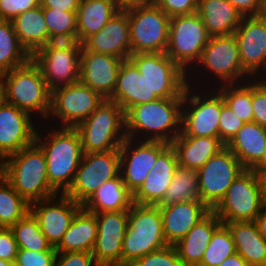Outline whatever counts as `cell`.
<instances>
[{"label":"cell","instance_id":"cell-1","mask_svg":"<svg viewBox=\"0 0 266 266\" xmlns=\"http://www.w3.org/2000/svg\"><path fill=\"white\" fill-rule=\"evenodd\" d=\"M182 103L183 98H159L130 107L125 112L126 136L171 143L181 133Z\"/></svg>","mask_w":266,"mask_h":266},{"label":"cell","instance_id":"cell-2","mask_svg":"<svg viewBox=\"0 0 266 266\" xmlns=\"http://www.w3.org/2000/svg\"><path fill=\"white\" fill-rule=\"evenodd\" d=\"M52 128L46 129V136L40 135L37 129L35 143L45 155L49 185L58 194H64L74 180L84 152L76 128Z\"/></svg>","mask_w":266,"mask_h":266},{"label":"cell","instance_id":"cell-3","mask_svg":"<svg viewBox=\"0 0 266 266\" xmlns=\"http://www.w3.org/2000/svg\"><path fill=\"white\" fill-rule=\"evenodd\" d=\"M4 178L29 204L58 194L49 185L46 158L35 142L4 158Z\"/></svg>","mask_w":266,"mask_h":266},{"label":"cell","instance_id":"cell-4","mask_svg":"<svg viewBox=\"0 0 266 266\" xmlns=\"http://www.w3.org/2000/svg\"><path fill=\"white\" fill-rule=\"evenodd\" d=\"M5 101L20 110L47 120L51 109V90L40 68L32 61L2 74ZM34 112V113H33Z\"/></svg>","mask_w":266,"mask_h":266},{"label":"cell","instance_id":"cell-5","mask_svg":"<svg viewBox=\"0 0 266 266\" xmlns=\"http://www.w3.org/2000/svg\"><path fill=\"white\" fill-rule=\"evenodd\" d=\"M167 245L159 206L133 203L123 240L121 266H129L136 259Z\"/></svg>","mask_w":266,"mask_h":266},{"label":"cell","instance_id":"cell-6","mask_svg":"<svg viewBox=\"0 0 266 266\" xmlns=\"http://www.w3.org/2000/svg\"><path fill=\"white\" fill-rule=\"evenodd\" d=\"M76 129L84 153L119 149L127 138L125 112L117 103L105 99Z\"/></svg>","mask_w":266,"mask_h":266},{"label":"cell","instance_id":"cell-7","mask_svg":"<svg viewBox=\"0 0 266 266\" xmlns=\"http://www.w3.org/2000/svg\"><path fill=\"white\" fill-rule=\"evenodd\" d=\"M191 75L187 74L190 83L183 93L181 133L178 136L219 137L222 95L214 88L202 91L200 83L196 85L199 90L195 91Z\"/></svg>","mask_w":266,"mask_h":266},{"label":"cell","instance_id":"cell-8","mask_svg":"<svg viewBox=\"0 0 266 266\" xmlns=\"http://www.w3.org/2000/svg\"><path fill=\"white\" fill-rule=\"evenodd\" d=\"M265 202L261 174L246 169L234 180L213 211L222 222L254 221Z\"/></svg>","mask_w":266,"mask_h":266},{"label":"cell","instance_id":"cell-9","mask_svg":"<svg viewBox=\"0 0 266 266\" xmlns=\"http://www.w3.org/2000/svg\"><path fill=\"white\" fill-rule=\"evenodd\" d=\"M125 9L130 25L131 54L166 53L170 17L154 2Z\"/></svg>","mask_w":266,"mask_h":266},{"label":"cell","instance_id":"cell-10","mask_svg":"<svg viewBox=\"0 0 266 266\" xmlns=\"http://www.w3.org/2000/svg\"><path fill=\"white\" fill-rule=\"evenodd\" d=\"M210 38L197 12L170 17L166 54L189 74L190 68L200 60Z\"/></svg>","mask_w":266,"mask_h":266},{"label":"cell","instance_id":"cell-11","mask_svg":"<svg viewBox=\"0 0 266 266\" xmlns=\"http://www.w3.org/2000/svg\"><path fill=\"white\" fill-rule=\"evenodd\" d=\"M194 67V72L190 70L192 74L196 70L201 69L202 74L200 75L206 74L204 78H207V76L209 78L210 75H213L216 79L218 78V83L216 82L218 85H215V87H219V85L241 84L246 80L252 79L241 65L238 44L234 34L211 36L208 44L202 51L200 60ZM207 72L212 73L208 75Z\"/></svg>","mask_w":266,"mask_h":266},{"label":"cell","instance_id":"cell-12","mask_svg":"<svg viewBox=\"0 0 266 266\" xmlns=\"http://www.w3.org/2000/svg\"><path fill=\"white\" fill-rule=\"evenodd\" d=\"M81 48L78 41H52L31 56L51 91L79 81Z\"/></svg>","mask_w":266,"mask_h":266},{"label":"cell","instance_id":"cell-13","mask_svg":"<svg viewBox=\"0 0 266 266\" xmlns=\"http://www.w3.org/2000/svg\"><path fill=\"white\" fill-rule=\"evenodd\" d=\"M158 98H183L187 73L166 53H138L128 58Z\"/></svg>","mask_w":266,"mask_h":266},{"label":"cell","instance_id":"cell-14","mask_svg":"<svg viewBox=\"0 0 266 266\" xmlns=\"http://www.w3.org/2000/svg\"><path fill=\"white\" fill-rule=\"evenodd\" d=\"M119 174V149L84 153L74 180L64 194L83 205L100 186Z\"/></svg>","mask_w":266,"mask_h":266},{"label":"cell","instance_id":"cell-15","mask_svg":"<svg viewBox=\"0 0 266 266\" xmlns=\"http://www.w3.org/2000/svg\"><path fill=\"white\" fill-rule=\"evenodd\" d=\"M105 99L81 81L51 91V109L48 120H58L60 127L76 128L87 119ZM58 118V120L56 119Z\"/></svg>","mask_w":266,"mask_h":266},{"label":"cell","instance_id":"cell-16","mask_svg":"<svg viewBox=\"0 0 266 266\" xmlns=\"http://www.w3.org/2000/svg\"><path fill=\"white\" fill-rule=\"evenodd\" d=\"M245 170L238 158L225 146L198 170L200 201L213 210L234 180Z\"/></svg>","mask_w":266,"mask_h":266},{"label":"cell","instance_id":"cell-17","mask_svg":"<svg viewBox=\"0 0 266 266\" xmlns=\"http://www.w3.org/2000/svg\"><path fill=\"white\" fill-rule=\"evenodd\" d=\"M139 142V143H138ZM170 145L164 141L126 138L120 146V174L133 194L145 181L158 156Z\"/></svg>","mask_w":266,"mask_h":266},{"label":"cell","instance_id":"cell-18","mask_svg":"<svg viewBox=\"0 0 266 266\" xmlns=\"http://www.w3.org/2000/svg\"><path fill=\"white\" fill-rule=\"evenodd\" d=\"M234 36L244 71L252 79L266 78V73H262L266 72V20L259 16L243 17Z\"/></svg>","mask_w":266,"mask_h":266},{"label":"cell","instance_id":"cell-19","mask_svg":"<svg viewBox=\"0 0 266 266\" xmlns=\"http://www.w3.org/2000/svg\"><path fill=\"white\" fill-rule=\"evenodd\" d=\"M81 208L82 204L60 193L30 204L31 213L38 220L42 233L54 248L58 246Z\"/></svg>","mask_w":266,"mask_h":266},{"label":"cell","instance_id":"cell-20","mask_svg":"<svg viewBox=\"0 0 266 266\" xmlns=\"http://www.w3.org/2000/svg\"><path fill=\"white\" fill-rule=\"evenodd\" d=\"M94 214L97 221V237L92 250L95 262L99 266H121L129 211Z\"/></svg>","mask_w":266,"mask_h":266},{"label":"cell","instance_id":"cell-21","mask_svg":"<svg viewBox=\"0 0 266 266\" xmlns=\"http://www.w3.org/2000/svg\"><path fill=\"white\" fill-rule=\"evenodd\" d=\"M123 59L94 53L83 46L80 54L79 81L109 99L115 91Z\"/></svg>","mask_w":266,"mask_h":266},{"label":"cell","instance_id":"cell-22","mask_svg":"<svg viewBox=\"0 0 266 266\" xmlns=\"http://www.w3.org/2000/svg\"><path fill=\"white\" fill-rule=\"evenodd\" d=\"M33 116L6 101L0 106V156L19 152L35 142ZM34 125V126H33Z\"/></svg>","mask_w":266,"mask_h":266},{"label":"cell","instance_id":"cell-23","mask_svg":"<svg viewBox=\"0 0 266 266\" xmlns=\"http://www.w3.org/2000/svg\"><path fill=\"white\" fill-rule=\"evenodd\" d=\"M82 46L94 53L128 59L131 55V41L127 10L121 9L99 32L88 37Z\"/></svg>","mask_w":266,"mask_h":266},{"label":"cell","instance_id":"cell-24","mask_svg":"<svg viewBox=\"0 0 266 266\" xmlns=\"http://www.w3.org/2000/svg\"><path fill=\"white\" fill-rule=\"evenodd\" d=\"M178 166L175 149L170 144L158 156L144 183L132 194L133 203L157 205L163 199Z\"/></svg>","mask_w":266,"mask_h":266},{"label":"cell","instance_id":"cell-25","mask_svg":"<svg viewBox=\"0 0 266 266\" xmlns=\"http://www.w3.org/2000/svg\"><path fill=\"white\" fill-rule=\"evenodd\" d=\"M168 245H176L211 210L199 200L159 206Z\"/></svg>","mask_w":266,"mask_h":266},{"label":"cell","instance_id":"cell-26","mask_svg":"<svg viewBox=\"0 0 266 266\" xmlns=\"http://www.w3.org/2000/svg\"><path fill=\"white\" fill-rule=\"evenodd\" d=\"M159 99L151 92L147 80L129 60H123L113 95L108 99L126 112L130 107Z\"/></svg>","mask_w":266,"mask_h":266},{"label":"cell","instance_id":"cell-27","mask_svg":"<svg viewBox=\"0 0 266 266\" xmlns=\"http://www.w3.org/2000/svg\"><path fill=\"white\" fill-rule=\"evenodd\" d=\"M226 147L245 169L255 170L266 153V128L256 122L244 123Z\"/></svg>","mask_w":266,"mask_h":266},{"label":"cell","instance_id":"cell-28","mask_svg":"<svg viewBox=\"0 0 266 266\" xmlns=\"http://www.w3.org/2000/svg\"><path fill=\"white\" fill-rule=\"evenodd\" d=\"M222 224L217 214L211 210L174 245L179 258L186 266H198L200 264L213 233Z\"/></svg>","mask_w":266,"mask_h":266},{"label":"cell","instance_id":"cell-29","mask_svg":"<svg viewBox=\"0 0 266 266\" xmlns=\"http://www.w3.org/2000/svg\"><path fill=\"white\" fill-rule=\"evenodd\" d=\"M170 144L175 149L179 166L197 171L226 146L219 137L209 136H177Z\"/></svg>","mask_w":266,"mask_h":266},{"label":"cell","instance_id":"cell-30","mask_svg":"<svg viewBox=\"0 0 266 266\" xmlns=\"http://www.w3.org/2000/svg\"><path fill=\"white\" fill-rule=\"evenodd\" d=\"M230 230L238 253L249 266H265L266 240L254 221L222 222Z\"/></svg>","mask_w":266,"mask_h":266},{"label":"cell","instance_id":"cell-31","mask_svg":"<svg viewBox=\"0 0 266 266\" xmlns=\"http://www.w3.org/2000/svg\"><path fill=\"white\" fill-rule=\"evenodd\" d=\"M122 8L115 0H80L77 17V41L83 43L99 32Z\"/></svg>","mask_w":266,"mask_h":266},{"label":"cell","instance_id":"cell-32","mask_svg":"<svg viewBox=\"0 0 266 266\" xmlns=\"http://www.w3.org/2000/svg\"><path fill=\"white\" fill-rule=\"evenodd\" d=\"M197 13L211 36L234 34L243 18L228 0H199Z\"/></svg>","mask_w":266,"mask_h":266},{"label":"cell","instance_id":"cell-33","mask_svg":"<svg viewBox=\"0 0 266 266\" xmlns=\"http://www.w3.org/2000/svg\"><path fill=\"white\" fill-rule=\"evenodd\" d=\"M97 237V221L94 213L83 207L74 216L68 230L55 248L57 253L90 252Z\"/></svg>","mask_w":266,"mask_h":266},{"label":"cell","instance_id":"cell-34","mask_svg":"<svg viewBox=\"0 0 266 266\" xmlns=\"http://www.w3.org/2000/svg\"><path fill=\"white\" fill-rule=\"evenodd\" d=\"M132 193L124 184L121 174L108 180L82 205L91 213L129 211Z\"/></svg>","mask_w":266,"mask_h":266},{"label":"cell","instance_id":"cell-35","mask_svg":"<svg viewBox=\"0 0 266 266\" xmlns=\"http://www.w3.org/2000/svg\"><path fill=\"white\" fill-rule=\"evenodd\" d=\"M11 22L20 43L31 56L49 43V32L40 5L20 13Z\"/></svg>","mask_w":266,"mask_h":266},{"label":"cell","instance_id":"cell-36","mask_svg":"<svg viewBox=\"0 0 266 266\" xmlns=\"http://www.w3.org/2000/svg\"><path fill=\"white\" fill-rule=\"evenodd\" d=\"M31 55L20 43L11 21L0 19V74L23 66Z\"/></svg>","mask_w":266,"mask_h":266},{"label":"cell","instance_id":"cell-37","mask_svg":"<svg viewBox=\"0 0 266 266\" xmlns=\"http://www.w3.org/2000/svg\"><path fill=\"white\" fill-rule=\"evenodd\" d=\"M192 200L200 201L198 171L178 166L170 186L157 206Z\"/></svg>","mask_w":266,"mask_h":266},{"label":"cell","instance_id":"cell-38","mask_svg":"<svg viewBox=\"0 0 266 266\" xmlns=\"http://www.w3.org/2000/svg\"><path fill=\"white\" fill-rule=\"evenodd\" d=\"M19 249L32 251H56L42 233L36 217L29 211L10 227Z\"/></svg>","mask_w":266,"mask_h":266},{"label":"cell","instance_id":"cell-39","mask_svg":"<svg viewBox=\"0 0 266 266\" xmlns=\"http://www.w3.org/2000/svg\"><path fill=\"white\" fill-rule=\"evenodd\" d=\"M218 89L224 102L244 122H253L252 79L241 84L222 85Z\"/></svg>","mask_w":266,"mask_h":266},{"label":"cell","instance_id":"cell-40","mask_svg":"<svg viewBox=\"0 0 266 266\" xmlns=\"http://www.w3.org/2000/svg\"><path fill=\"white\" fill-rule=\"evenodd\" d=\"M30 211V204L3 177L0 180V227L10 228Z\"/></svg>","mask_w":266,"mask_h":266},{"label":"cell","instance_id":"cell-41","mask_svg":"<svg viewBox=\"0 0 266 266\" xmlns=\"http://www.w3.org/2000/svg\"><path fill=\"white\" fill-rule=\"evenodd\" d=\"M44 19L49 32V42L77 41L76 11H61L43 8Z\"/></svg>","mask_w":266,"mask_h":266},{"label":"cell","instance_id":"cell-42","mask_svg":"<svg viewBox=\"0 0 266 266\" xmlns=\"http://www.w3.org/2000/svg\"><path fill=\"white\" fill-rule=\"evenodd\" d=\"M236 253L232 234L225 224H222L212 236L203 258L198 266H218L227 257Z\"/></svg>","mask_w":266,"mask_h":266},{"label":"cell","instance_id":"cell-43","mask_svg":"<svg viewBox=\"0 0 266 266\" xmlns=\"http://www.w3.org/2000/svg\"><path fill=\"white\" fill-rule=\"evenodd\" d=\"M129 266H186L179 258L174 245H167L164 248L148 253L136 259Z\"/></svg>","mask_w":266,"mask_h":266},{"label":"cell","instance_id":"cell-44","mask_svg":"<svg viewBox=\"0 0 266 266\" xmlns=\"http://www.w3.org/2000/svg\"><path fill=\"white\" fill-rule=\"evenodd\" d=\"M243 125L244 122L229 108L222 97V109L219 118V139L227 145Z\"/></svg>","mask_w":266,"mask_h":266},{"label":"cell","instance_id":"cell-45","mask_svg":"<svg viewBox=\"0 0 266 266\" xmlns=\"http://www.w3.org/2000/svg\"><path fill=\"white\" fill-rule=\"evenodd\" d=\"M253 122L266 128V78L252 79Z\"/></svg>","mask_w":266,"mask_h":266},{"label":"cell","instance_id":"cell-46","mask_svg":"<svg viewBox=\"0 0 266 266\" xmlns=\"http://www.w3.org/2000/svg\"><path fill=\"white\" fill-rule=\"evenodd\" d=\"M56 254V251L19 249L14 264L16 266H54Z\"/></svg>","mask_w":266,"mask_h":266},{"label":"cell","instance_id":"cell-47","mask_svg":"<svg viewBox=\"0 0 266 266\" xmlns=\"http://www.w3.org/2000/svg\"><path fill=\"white\" fill-rule=\"evenodd\" d=\"M169 17L189 15L198 10L199 0H153Z\"/></svg>","mask_w":266,"mask_h":266},{"label":"cell","instance_id":"cell-48","mask_svg":"<svg viewBox=\"0 0 266 266\" xmlns=\"http://www.w3.org/2000/svg\"><path fill=\"white\" fill-rule=\"evenodd\" d=\"M41 0H0V19L12 21L20 13L40 5Z\"/></svg>","mask_w":266,"mask_h":266},{"label":"cell","instance_id":"cell-49","mask_svg":"<svg viewBox=\"0 0 266 266\" xmlns=\"http://www.w3.org/2000/svg\"><path fill=\"white\" fill-rule=\"evenodd\" d=\"M54 266H99L90 252L57 253Z\"/></svg>","mask_w":266,"mask_h":266},{"label":"cell","instance_id":"cell-50","mask_svg":"<svg viewBox=\"0 0 266 266\" xmlns=\"http://www.w3.org/2000/svg\"><path fill=\"white\" fill-rule=\"evenodd\" d=\"M18 250L11 229L0 227V258L14 263Z\"/></svg>","mask_w":266,"mask_h":266},{"label":"cell","instance_id":"cell-51","mask_svg":"<svg viewBox=\"0 0 266 266\" xmlns=\"http://www.w3.org/2000/svg\"><path fill=\"white\" fill-rule=\"evenodd\" d=\"M243 17L258 16L261 0H228Z\"/></svg>","mask_w":266,"mask_h":266},{"label":"cell","instance_id":"cell-52","mask_svg":"<svg viewBox=\"0 0 266 266\" xmlns=\"http://www.w3.org/2000/svg\"><path fill=\"white\" fill-rule=\"evenodd\" d=\"M80 0H41L40 6L42 8H50L61 11H77Z\"/></svg>","mask_w":266,"mask_h":266},{"label":"cell","instance_id":"cell-53","mask_svg":"<svg viewBox=\"0 0 266 266\" xmlns=\"http://www.w3.org/2000/svg\"><path fill=\"white\" fill-rule=\"evenodd\" d=\"M254 222L257 225L259 233L266 240V202Z\"/></svg>","mask_w":266,"mask_h":266},{"label":"cell","instance_id":"cell-54","mask_svg":"<svg viewBox=\"0 0 266 266\" xmlns=\"http://www.w3.org/2000/svg\"><path fill=\"white\" fill-rule=\"evenodd\" d=\"M218 266H249L248 263L238 254L227 257Z\"/></svg>","mask_w":266,"mask_h":266},{"label":"cell","instance_id":"cell-55","mask_svg":"<svg viewBox=\"0 0 266 266\" xmlns=\"http://www.w3.org/2000/svg\"><path fill=\"white\" fill-rule=\"evenodd\" d=\"M117 4L122 8H126L133 5L146 4L153 2V0H115Z\"/></svg>","mask_w":266,"mask_h":266},{"label":"cell","instance_id":"cell-56","mask_svg":"<svg viewBox=\"0 0 266 266\" xmlns=\"http://www.w3.org/2000/svg\"><path fill=\"white\" fill-rule=\"evenodd\" d=\"M5 101V95H4V86H3V76L0 74V106Z\"/></svg>","mask_w":266,"mask_h":266},{"label":"cell","instance_id":"cell-57","mask_svg":"<svg viewBox=\"0 0 266 266\" xmlns=\"http://www.w3.org/2000/svg\"><path fill=\"white\" fill-rule=\"evenodd\" d=\"M258 16L266 20V0H261V8Z\"/></svg>","mask_w":266,"mask_h":266},{"label":"cell","instance_id":"cell-58","mask_svg":"<svg viewBox=\"0 0 266 266\" xmlns=\"http://www.w3.org/2000/svg\"><path fill=\"white\" fill-rule=\"evenodd\" d=\"M255 170H257L260 174L264 170H266V153H265V156H264V161Z\"/></svg>","mask_w":266,"mask_h":266},{"label":"cell","instance_id":"cell-59","mask_svg":"<svg viewBox=\"0 0 266 266\" xmlns=\"http://www.w3.org/2000/svg\"><path fill=\"white\" fill-rule=\"evenodd\" d=\"M261 176H262V180H263L264 196H265V200H266V170H264L261 173Z\"/></svg>","mask_w":266,"mask_h":266},{"label":"cell","instance_id":"cell-60","mask_svg":"<svg viewBox=\"0 0 266 266\" xmlns=\"http://www.w3.org/2000/svg\"><path fill=\"white\" fill-rule=\"evenodd\" d=\"M4 177V158H0V180Z\"/></svg>","mask_w":266,"mask_h":266},{"label":"cell","instance_id":"cell-61","mask_svg":"<svg viewBox=\"0 0 266 266\" xmlns=\"http://www.w3.org/2000/svg\"><path fill=\"white\" fill-rule=\"evenodd\" d=\"M0 266H12V263L0 258Z\"/></svg>","mask_w":266,"mask_h":266}]
</instances>
